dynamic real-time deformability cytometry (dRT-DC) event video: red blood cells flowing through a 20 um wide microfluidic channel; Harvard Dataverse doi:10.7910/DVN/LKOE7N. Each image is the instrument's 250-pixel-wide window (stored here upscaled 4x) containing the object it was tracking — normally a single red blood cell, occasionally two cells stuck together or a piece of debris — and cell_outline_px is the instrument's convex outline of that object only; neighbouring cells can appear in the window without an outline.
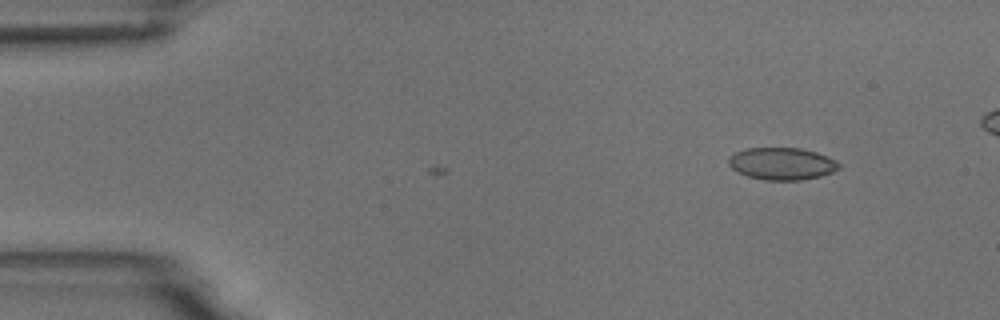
{"species": "common noctule bat (a hibernating species)", "species_latin": "Nyctalus noctula", "temperature_condition": "room temperature", "stored_images_in_passage": 3, "camera_frame_rate_fps": 3000, "um_per_image_px": 0.085, "animal": {"sex": "male", "body_mass_g": 18.8}, "frame": {"image": 1, "passage_image": 3, "time_ms": 2.333, "image_size_px": [1000, 320], "cell_outline_px": [[840, 168], [832, 172], [820, 176], [800, 180], [764, 180], [748, 176], [736, 172], [728, 164], [728, 160], [736, 152], [748, 148], [800, 148], [816, 152], [828, 156], [836, 160], [840, 164]], "centroid_in_image_um": [66.48, 13.91], "position_along_channel_um": 18.5, "area_um2": 20.69}}